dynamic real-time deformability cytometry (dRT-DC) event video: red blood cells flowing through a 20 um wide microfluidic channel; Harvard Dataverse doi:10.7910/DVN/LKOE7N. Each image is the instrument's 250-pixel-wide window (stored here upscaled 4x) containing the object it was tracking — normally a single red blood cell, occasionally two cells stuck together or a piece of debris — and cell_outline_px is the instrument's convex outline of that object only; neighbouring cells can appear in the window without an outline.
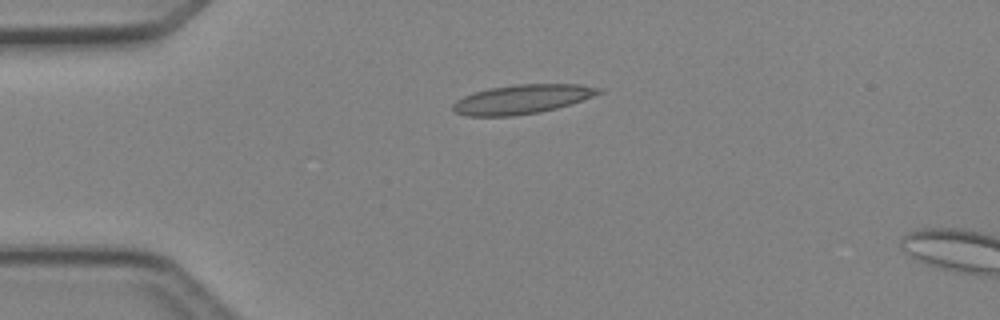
{"species": "Egyptian fruit bat (a non-hibernating species)", "species_latin": "Rousettus aegyptiacus", "temperature_condition": "cold", "stored_images_in_passage": 4, "camera_frame_rate_fps": 3000, "um_per_image_px": 0.085, "animal": {"sex": "female"}, "frame": {"image": 1, "passage_image": 1, "time_ms": 0.0, "image_size_px": [1000, 320], "cell_outline_px": [[604, 92], [556, 108], [540, 112], [512, 116], [468, 116], [456, 112], [452, 108], [452, 104], [456, 100], [464, 96], [488, 88], [516, 84], [580, 84], [604, 88]], "centroid_in_image_um": [44.38, 8.42], "position_along_channel_um": 40.6, "area_um2": 24.68}}